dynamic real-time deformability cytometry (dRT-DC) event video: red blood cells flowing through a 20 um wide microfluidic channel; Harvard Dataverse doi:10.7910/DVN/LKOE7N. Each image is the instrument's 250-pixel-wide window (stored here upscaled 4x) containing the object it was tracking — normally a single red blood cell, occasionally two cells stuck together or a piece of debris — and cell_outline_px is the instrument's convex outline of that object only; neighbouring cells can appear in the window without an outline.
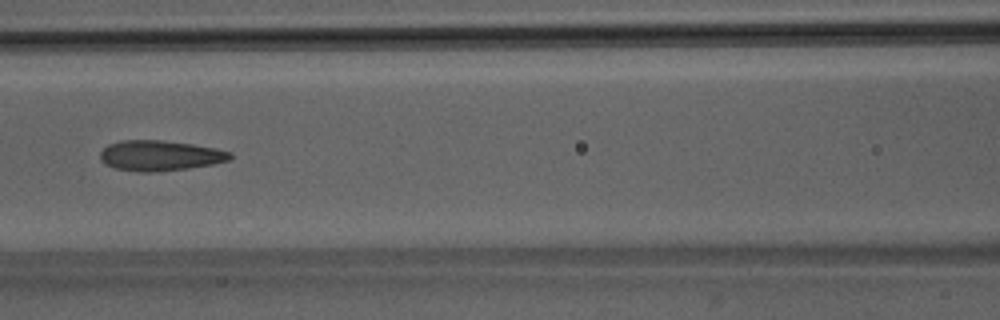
{"species": "Egyptian fruit bat (a non-hibernating species)", "species_latin": "Rousettus aegyptiacus", "temperature_condition": "room temperature", "stored_images_in_passage": 6, "camera_frame_rate_fps": 3000, "um_per_image_px": 0.085, "animal": {"sex": "male"}, "frame": {"image": 1, "passage_image": 6, "time_ms": 6.667, "image_size_px": [1000, 320], "cell_outline_px": [[232, 156], [228, 160], [212, 164], [188, 168], [152, 172], [140, 172], [116, 168], [104, 164], [100, 160], [100, 152], [108, 144], [120, 140], [160, 140], [192, 144], [216, 148], [232, 152]], "centroid_in_image_um": [13.57, 13.22], "position_along_channel_um": 153.0, "area_um2": 22.95}}